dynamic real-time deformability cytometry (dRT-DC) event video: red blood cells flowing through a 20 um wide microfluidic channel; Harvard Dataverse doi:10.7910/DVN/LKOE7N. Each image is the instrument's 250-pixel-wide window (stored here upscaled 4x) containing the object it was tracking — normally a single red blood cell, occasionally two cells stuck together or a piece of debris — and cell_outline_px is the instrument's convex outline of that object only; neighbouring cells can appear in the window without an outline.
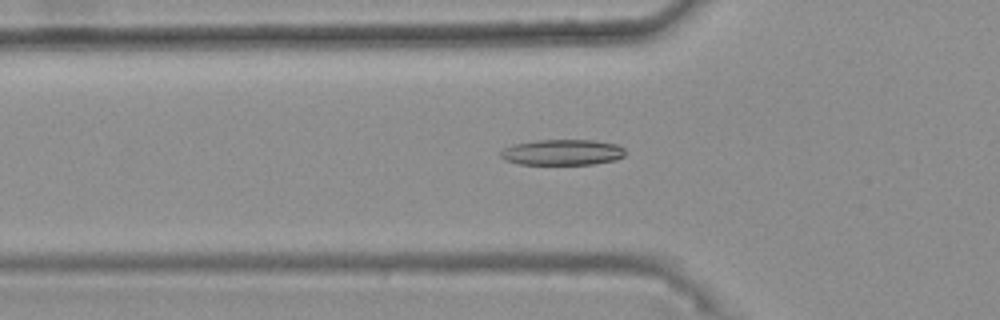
{"species": "common noctule bat (a hibernating species)", "species_latin": "Nyctalus noctula", "temperature_condition": "warm", "stored_images_in_passage": 34, "camera_frame_rate_fps": 3000, "um_per_image_px": 0.085, "animal": {"sex": "female", "body_mass_g": 25.1}, "frame": {"image": 1, "passage_image": 5, "time_ms": 1.333, "image_size_px": [1000, 320], "cell_outline_px": [[628, 152], [624, 156], [616, 160], [592, 164], [520, 164], [504, 160], [500, 156], [500, 152], [504, 148], [512, 144], [536, 140], [596, 140], [616, 144], [624, 148]], "centroid_in_image_um": [47.82, 12.94], "position_along_channel_um": 78.0, "area_um2": 18.9}}
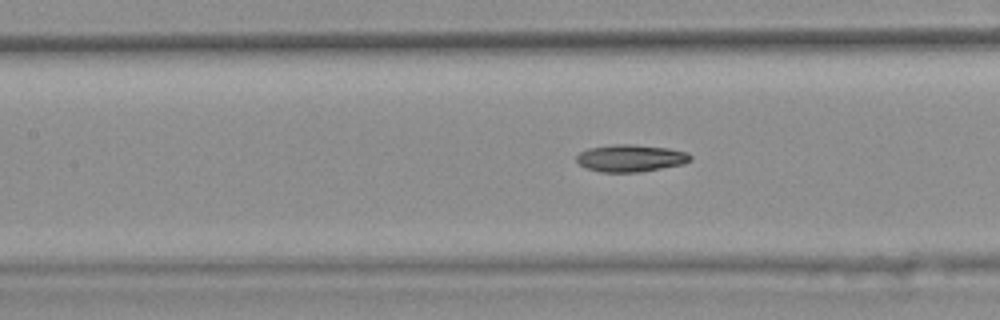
{"frame": {"image": 2, "passage_image": 11, "time_ms": 3.333, "image_size_px": [1000, 320], "cell_outline_px": [[692, 160], [684, 164], [636, 172], [600, 172], [588, 168], [580, 164], [576, 160], [576, 156], [580, 152], [588, 148], [616, 144], [632, 144], [668, 148], [688, 152], [692, 156]], "centroid_in_image_um": [53.63, 13.43], "position_along_channel_um": 153.8, "area_um2": 17.98}}
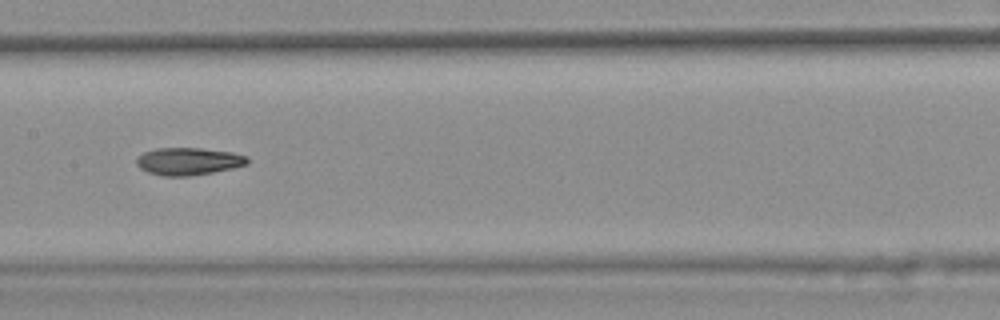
{"frame": {"image": 3, "passage_image": 14, "time_ms": 4.333, "image_size_px": [1000, 320], "cell_outline_px": [[248, 164], [232, 168], [212, 172], [188, 176], [164, 176], [148, 172], [140, 168], [136, 164], [136, 156], [144, 152], [156, 148], [200, 148], [232, 152], [248, 156]], "centroid_in_image_um": [16.0, 13.7], "position_along_channel_um": 191.4, "area_um2": 17.74}, "authors_computed_cell_mechanics": {"area_um2": 17.6579, "velocity_mm_per_s": 3.7651, "shape_relaxation_time_tau1_ms": null, "shape_relaxation_time_tau2_ms": 5.9784, "deformation_change_tau1": null, "deformation_change_tau2": 0.1461}}